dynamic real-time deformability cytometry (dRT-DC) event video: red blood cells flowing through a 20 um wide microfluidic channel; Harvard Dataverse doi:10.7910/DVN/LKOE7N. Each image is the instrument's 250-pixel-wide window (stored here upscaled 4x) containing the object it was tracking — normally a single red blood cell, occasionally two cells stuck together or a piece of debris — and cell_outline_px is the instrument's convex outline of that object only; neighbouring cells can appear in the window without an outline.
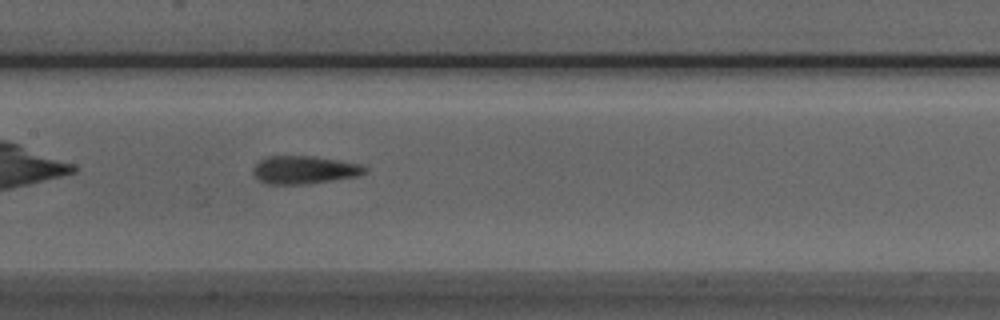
{"species": "Egyptian fruit bat (a non-hibernating species)", "species_latin": "Rousettus aegyptiacus", "temperature_condition": "room temperature", "stored_images_in_passage": 36, "camera_frame_rate_fps": 3000, "um_per_image_px": 0.085, "animal": {"sex": "male"}, "frame": {"image": 1, "passage_image": 9, "time_ms": 2.667, "image_size_px": [1000, 320], "cell_outline_px": [[368, 172], [356, 176], [308, 184], [268, 184], [260, 180], [252, 172], [252, 168], [260, 160], [268, 156], [312, 156], [340, 160], [360, 164], [368, 168]], "centroid_in_image_um": [25.88, 14.43], "position_along_channel_um": 181.5, "area_um2": 18.21}}
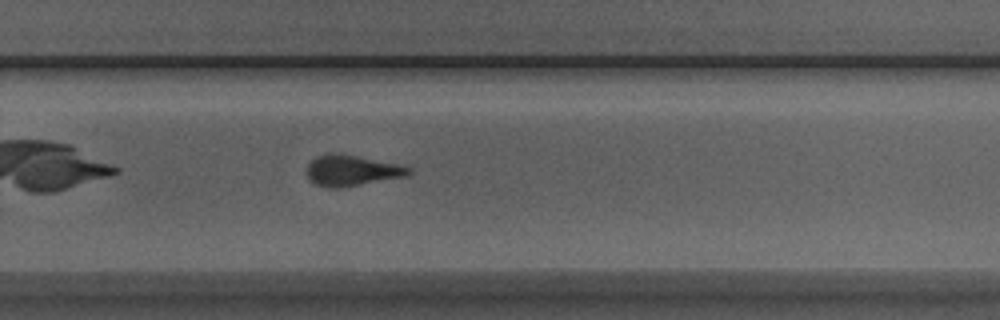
{"frame": {"image": 2, "passage_image": 18, "time_ms": 5.667, "image_size_px": [1000, 320], "cell_outline_px": [[412, 172], [408, 176], [340, 188], [332, 188], [316, 184], [308, 180], [308, 164], [312, 160], [328, 152], [332, 152], [404, 164], [412, 168]], "centroid_in_image_um": [29.97, 14.49], "position_along_channel_um": 299.8, "area_um2": 18.44}}
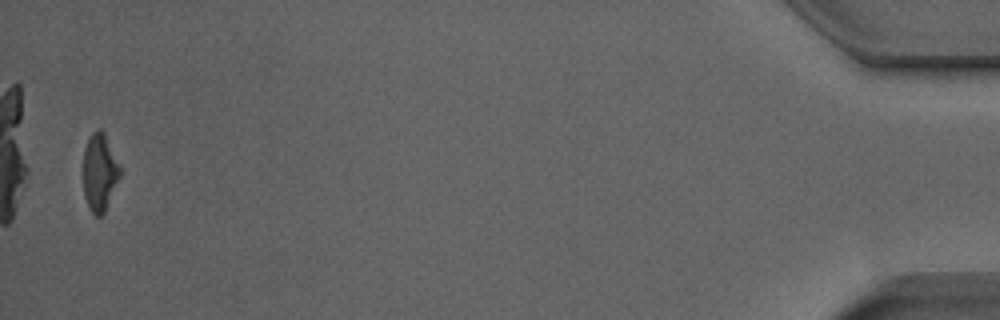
{"frame": {"image": 3, "passage_image": 35, "time_ms": 11.333, "image_size_px": [1000, 320], "cell_outline_px": [[120, 176], [104, 212], [100, 216], [96, 216], [92, 212], [84, 196], [84, 148], [92, 132], [96, 128], [100, 128], [104, 132], [120, 164]], "centroid_in_image_um": [8.48, 14.6], "position_along_channel_um": 426.7, "area_um2": 16.42}}